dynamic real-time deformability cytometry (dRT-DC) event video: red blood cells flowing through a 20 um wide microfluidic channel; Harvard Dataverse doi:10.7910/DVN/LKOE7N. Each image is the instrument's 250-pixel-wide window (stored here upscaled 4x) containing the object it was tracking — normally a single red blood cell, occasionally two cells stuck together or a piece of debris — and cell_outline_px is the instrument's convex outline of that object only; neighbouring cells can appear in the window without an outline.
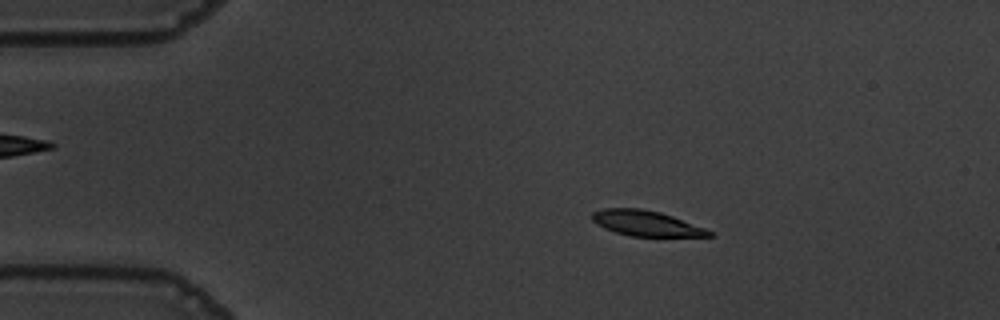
{"species": "common noctule bat (a hibernating species)", "species_latin": "Nyctalus noctula", "temperature_condition": "warm", "stored_images_in_passage": 56, "camera_frame_rate_fps": 3000, "um_per_image_px": 0.085, "animal": {"sex": "male", "body_mass_g": 19.5, "forearm_length_mm": 54.6}, "frame": {"image": 1, "passage_image": 10, "time_ms": 3.0, "image_size_px": [1000, 320], "cell_outline_px": [[716, 236], [632, 236], [616, 232], [604, 228], [596, 224], [592, 220], [592, 212], [604, 208], [640, 208], [660, 212], [672, 216], [704, 228], [712, 232]], "centroid_in_image_um": [54.89, 18.97], "position_along_channel_um": 30.1, "area_um2": 17.11}}
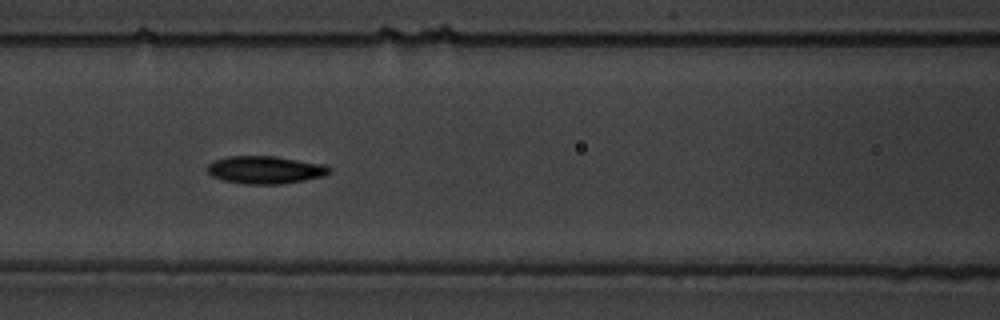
{"frame": {"image": 2, "passage_image": 24, "time_ms": 7.667, "image_size_px": [1000, 320], "cell_outline_px": [[332, 172], [324, 176], [304, 180], [280, 184], [244, 184], [224, 180], [212, 176], [208, 172], [208, 164], [212, 160], [228, 156], [276, 156], [324, 164], [332, 168]], "centroid_in_image_um": [22.57, 14.43], "position_along_channel_um": 144.0, "area_um2": 19.83}}
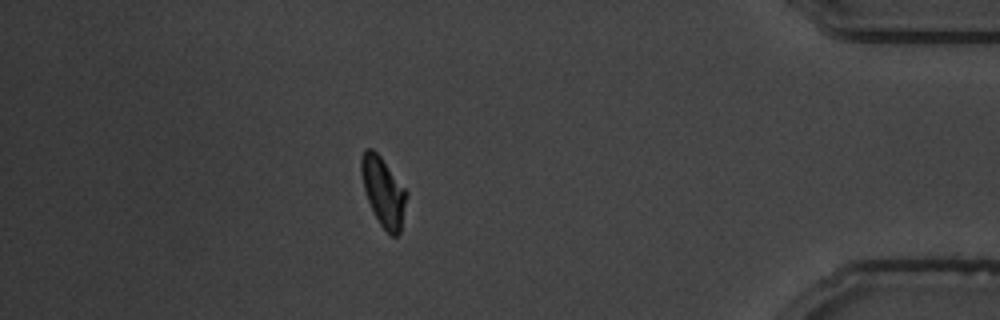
{"frame": {"image": 3, "passage_image": 49, "time_ms": 16.0, "image_size_px": [1000, 320], "cell_outline_px": [[408, 192], [400, 232], [396, 236], [392, 236], [380, 224], [368, 200], [364, 188], [360, 172], [360, 160], [364, 148], [372, 148], [380, 156]], "centroid_in_image_um": [32.58, 16.26], "position_along_channel_um": 402.6, "area_um2": 17.98}, "authors_computed_cell_mechanics": {"area_um2": 18.5538, "velocity_mm_per_s": 3.6077, "shape_relaxation_time_tau1_ms": 2.8892, "shape_relaxation_time_tau2_ms": 9.3777, "deformation_change_tau1": 0.14, "deformation_change_tau2": 0.1093}}